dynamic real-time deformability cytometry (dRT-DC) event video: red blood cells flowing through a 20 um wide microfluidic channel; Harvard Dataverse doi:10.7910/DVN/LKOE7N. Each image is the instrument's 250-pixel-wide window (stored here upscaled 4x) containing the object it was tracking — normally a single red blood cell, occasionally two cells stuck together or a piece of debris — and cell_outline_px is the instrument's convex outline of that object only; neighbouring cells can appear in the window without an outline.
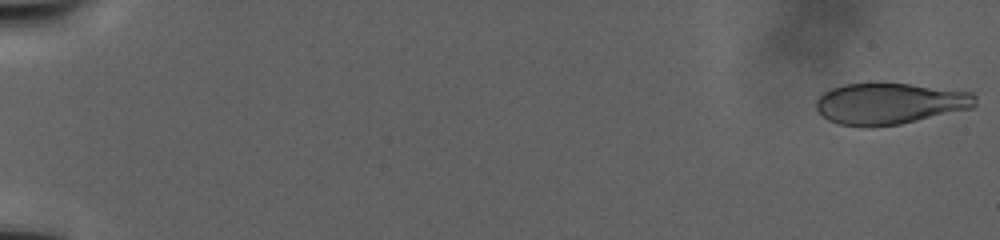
{"species": "human", "species_latin": "Homo sapiens", "temperature_condition": "warm", "stored_images_in_passage": 109, "camera_frame_rate_fps": 3000, "um_per_image_px": 0.085, "donor": {"sex": "male"}, "frame": {"image": 1, "passage_image": 2, "time_ms": 0.333, "image_size_px": [1000, 240], "cell_outline_px": [[976, 104], [972, 108], [900, 124], [872, 128], [864, 128], [840, 124], [828, 120], [816, 108], [816, 100], [824, 92], [832, 88], [844, 84], [872, 80], [876, 80], [972, 92], [976, 96]], "centroid_in_image_um": [75.59, 8.78], "position_along_channel_um": 9.4, "area_um2": 39.13}}
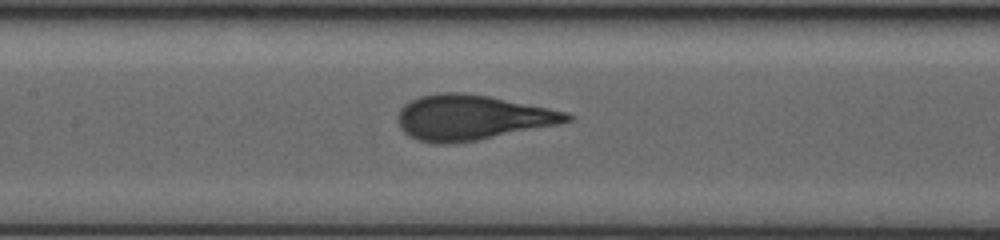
{"frame": {"image": 2, "passage_image": 61, "time_ms": 21.667, "image_size_px": [1000, 240], "cell_outline_px": [[576, 116], [572, 120], [560, 124], [476, 140], [448, 144], [432, 144], [416, 140], [408, 136], [400, 128], [396, 120], [396, 116], [400, 108], [404, 104], [420, 96], [440, 92], [464, 92], [488, 96], [568, 112]], "centroid_in_image_um": [40.07, 9.99], "position_along_channel_um": 167.3, "area_um2": 44.68}}
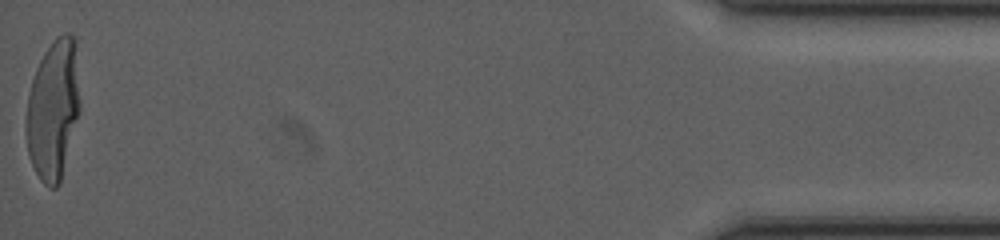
{"frame": {"image": 3, "passage_image": 109, "time_ms": 42.0, "image_size_px": [1000, 240], "cell_outline_px": [[80, 112], [60, 184], [56, 188], [48, 188], [40, 180], [28, 156], [24, 132], [24, 120], [28, 96], [32, 80], [36, 68], [44, 52], [56, 36], [64, 32], [68, 32], [76, 40], [80, 100]], "centroid_in_image_um": [4.52, 9.33], "position_along_channel_um": 430.7, "area_um2": 44.91}}